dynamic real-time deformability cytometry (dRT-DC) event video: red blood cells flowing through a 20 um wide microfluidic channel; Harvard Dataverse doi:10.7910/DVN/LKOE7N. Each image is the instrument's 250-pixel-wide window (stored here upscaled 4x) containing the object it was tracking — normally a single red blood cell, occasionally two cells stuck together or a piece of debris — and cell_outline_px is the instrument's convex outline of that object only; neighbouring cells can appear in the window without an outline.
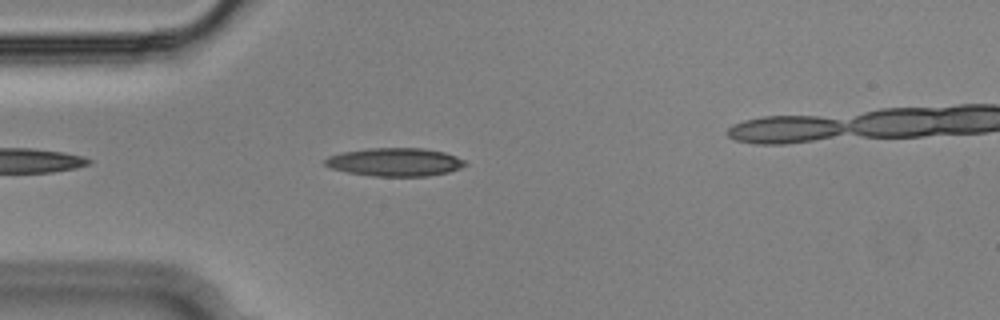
{"species": "Egyptian fruit bat (a non-hibernating species)", "species_latin": "Rousettus aegyptiacus", "temperature_condition": "cold", "stored_images_in_passage": 12, "camera_frame_rate_fps": 3000, "um_per_image_px": 0.085, "animal": {"sex": "male"}, "frame": {"image": 1, "passage_image": 4, "time_ms": 1.0, "image_size_px": [1000, 320], "cell_outline_px": [[468, 164], [460, 168], [448, 172], [428, 176], [372, 176], [348, 172], [332, 168], [324, 164], [324, 160], [328, 156], [340, 152], [368, 148], [424, 148], [444, 152], [456, 156], [464, 160]], "centroid_in_image_um": [33.57, 13.77], "position_along_channel_um": 51.4, "area_um2": 23.12}}
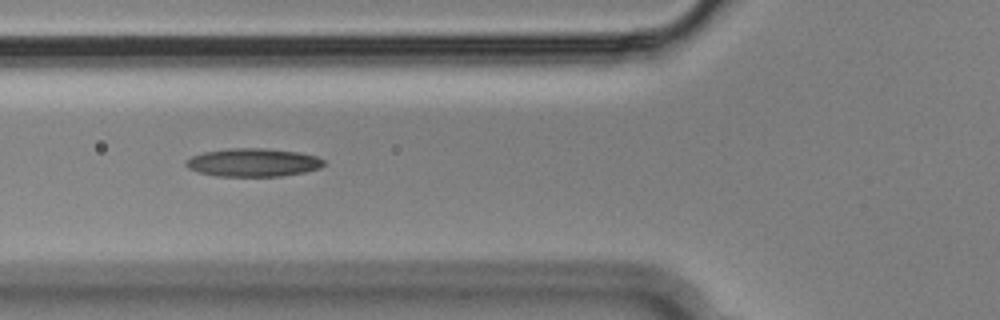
{"frame": {"image": 2, "passage_image": 9, "time_ms": 2.667, "image_size_px": [1000, 320], "cell_outline_px": [[324, 164], [320, 168], [304, 172], [280, 176], [216, 176], [200, 172], [188, 168], [184, 164], [184, 160], [192, 156], [204, 152], [228, 148], [268, 148], [300, 152], [316, 156], [324, 160]], "centroid_in_image_um": [21.5, 13.8], "position_along_channel_um": 104.3, "area_um2": 22.77}}